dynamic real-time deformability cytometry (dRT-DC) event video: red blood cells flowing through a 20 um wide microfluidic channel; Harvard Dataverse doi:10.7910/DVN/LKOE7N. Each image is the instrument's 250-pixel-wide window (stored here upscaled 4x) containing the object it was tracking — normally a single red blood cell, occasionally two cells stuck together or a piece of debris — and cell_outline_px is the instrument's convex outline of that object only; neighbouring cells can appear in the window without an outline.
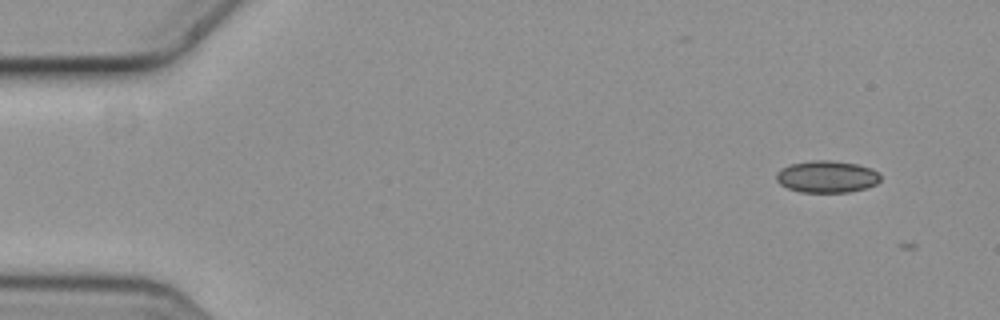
{"species": "common noctule bat (a hibernating species)", "species_latin": "Nyctalus noctula", "temperature_condition": "cold", "stored_images_in_passage": 4, "segment_of_instrument_passage": [2, 2], "camera_frame_rate_fps": 3000, "um_per_image_px": 0.085, "animal": {"sex": "female", "body_mass_g": 19.3, "forearm_length_mm": 54.1}, "frame": {"image": 1, "passage_image": 4, "time_ms": 1.0, "image_size_px": [1000, 320], "cell_outline_px": [[880, 180], [876, 184], [864, 188], [848, 192], [800, 192], [788, 188], [780, 184], [776, 180], [776, 172], [792, 164], [812, 160], [828, 160], [856, 164], [872, 168], [880, 172]], "centroid_in_image_um": [70.3, 15.02], "position_along_channel_um": 14.7, "area_um2": 19.31}}